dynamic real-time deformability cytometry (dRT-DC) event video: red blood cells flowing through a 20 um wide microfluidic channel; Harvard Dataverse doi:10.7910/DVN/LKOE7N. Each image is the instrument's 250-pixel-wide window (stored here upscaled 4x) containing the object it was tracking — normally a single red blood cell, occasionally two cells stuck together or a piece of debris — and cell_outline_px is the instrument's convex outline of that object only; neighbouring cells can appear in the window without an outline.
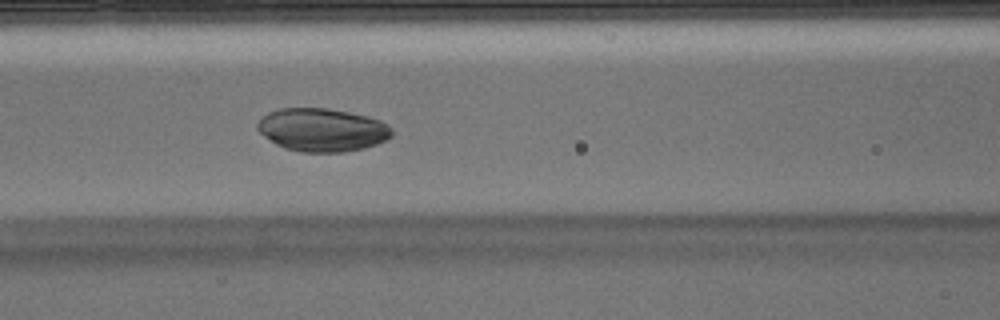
{"species": "Egyptian fruit bat (a non-hibernating species)", "species_latin": "Rousettus aegyptiacus", "temperature_condition": "warm", "stored_images_in_passage": 37, "camera_frame_rate_fps": 3000, "um_per_image_px": 0.085, "animal": {"sex": "male"}, "frame": {"image": 1, "passage_image": 7, "time_ms": 2.0, "image_size_px": [1000, 320], "cell_outline_px": [[392, 136], [376, 144], [364, 148], [344, 152], [300, 152], [284, 148], [276, 144], [264, 136], [256, 128], [256, 124], [260, 116], [268, 112], [280, 108], [328, 108], [348, 112], [380, 120], [388, 124], [392, 128]], "centroid_in_image_um": [27.34, 11.03], "position_along_channel_um": 139.3, "area_um2": 33.93}}
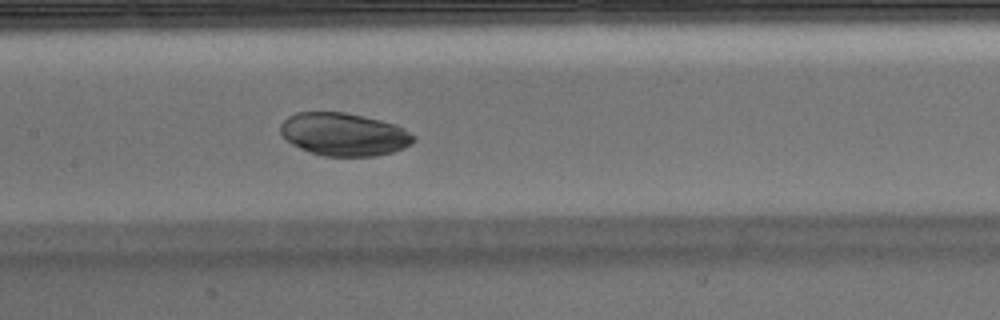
{"frame": {"image": 2, "passage_image": 10, "time_ms": 3.0, "image_size_px": [1000, 320], "cell_outline_px": [[416, 140], [412, 144], [404, 148], [392, 152], [376, 156], [324, 156], [308, 152], [292, 144], [280, 132], [280, 124], [288, 116], [296, 112], [344, 112], [364, 116], [396, 124], [404, 128], [416, 136]], "centroid_in_image_um": [29.26, 11.42], "position_along_channel_um": 178.1, "area_um2": 33.52}}
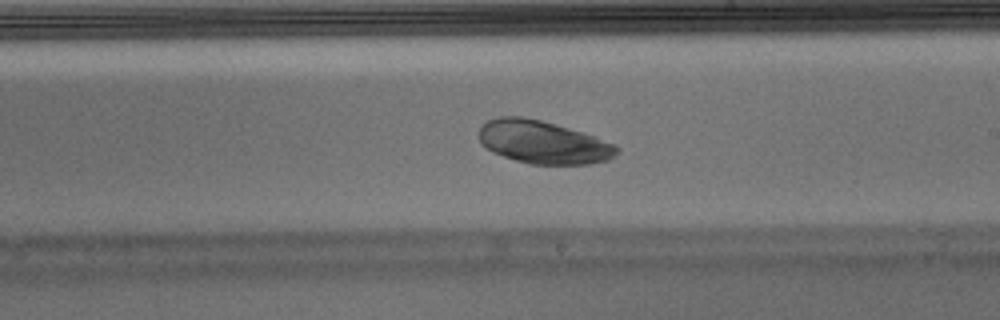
{"frame": {"image": 3, "passage_image": 15, "time_ms": 4.667, "image_size_px": [1000, 320], "cell_outline_px": [[620, 152], [608, 160], [592, 164], [528, 164], [492, 152], [484, 148], [480, 144], [480, 128], [488, 120], [496, 116], [524, 116], [540, 120], [568, 128], [616, 144], [620, 148]], "centroid_in_image_um": [46.16, 12.09], "position_along_channel_um": 242.8, "area_um2": 34.51}}